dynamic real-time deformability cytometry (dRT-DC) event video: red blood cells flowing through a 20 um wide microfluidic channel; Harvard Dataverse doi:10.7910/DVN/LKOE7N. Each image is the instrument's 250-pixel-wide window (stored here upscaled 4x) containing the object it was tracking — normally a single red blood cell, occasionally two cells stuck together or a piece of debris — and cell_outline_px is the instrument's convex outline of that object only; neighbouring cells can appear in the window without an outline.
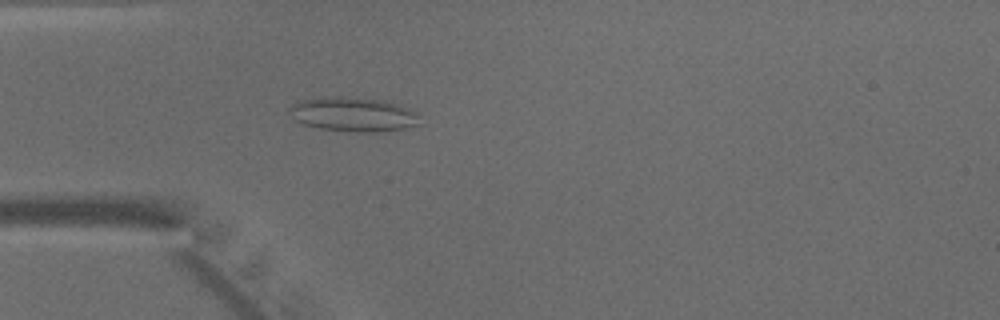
{"species": "common noctule bat (a hibernating species)", "species_latin": "Nyctalus noctula", "temperature_condition": "warm", "stored_images_in_passage": 48, "camera_frame_rate_fps": 3000, "um_per_image_px": 0.085, "animal": {"sex": "male", "body_mass_g": 15.6}, "frame": {"image": 1, "passage_image": 14, "time_ms": 4.333, "image_size_px": [1000, 320], "cell_outline_px": [[416, 124], [404, 128], [380, 132], [356, 132], [320, 128], [304, 124], [296, 120], [288, 112], [288, 108], [292, 104], [304, 100], [336, 96], [340, 96], [384, 100], [408, 108], [416, 112]], "centroid_in_image_um": [29.98, 9.72], "position_along_channel_um": 55.0, "area_um2": 25.61}}
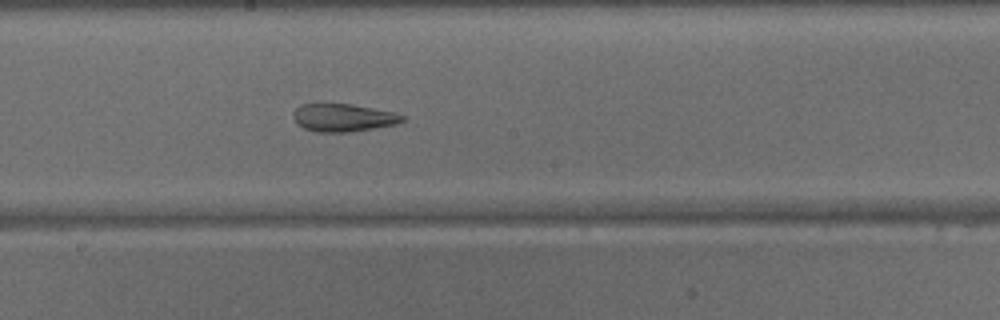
{"frame": {"image": 2, "passage_image": 26, "time_ms": 8.333, "image_size_px": [1000, 320], "cell_outline_px": [[404, 120], [396, 124], [348, 132], [316, 132], [304, 128], [296, 124], [292, 116], [292, 112], [300, 104], [320, 100], [352, 104], [392, 112], [404, 116]], "centroid_in_image_um": [29.04, 9.95], "position_along_channel_um": 219.2, "area_um2": 18.32}}
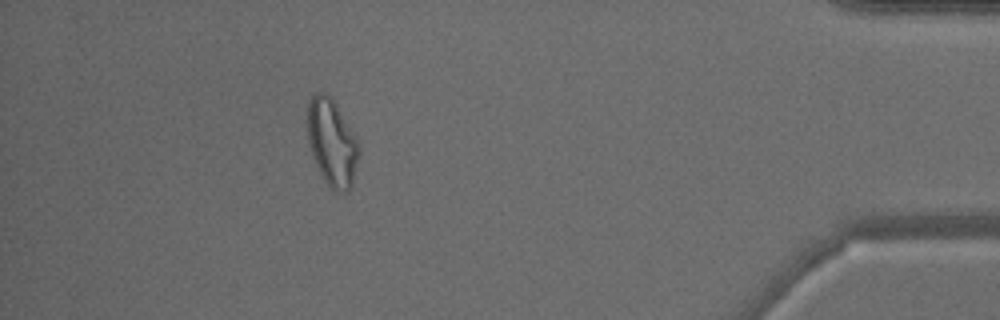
{"frame": {"image": 3, "passage_image": 43, "time_ms": 14.0, "image_size_px": [1000, 320], "cell_outline_px": [[360, 152], [352, 184], [348, 192], [336, 192], [324, 180], [316, 164], [308, 140], [308, 100], [312, 92], [324, 92], [336, 104], [356, 136], [360, 144]], "centroid_in_image_um": [28.23, 12.11], "position_along_channel_um": 407.0, "area_um2": 26.01}}